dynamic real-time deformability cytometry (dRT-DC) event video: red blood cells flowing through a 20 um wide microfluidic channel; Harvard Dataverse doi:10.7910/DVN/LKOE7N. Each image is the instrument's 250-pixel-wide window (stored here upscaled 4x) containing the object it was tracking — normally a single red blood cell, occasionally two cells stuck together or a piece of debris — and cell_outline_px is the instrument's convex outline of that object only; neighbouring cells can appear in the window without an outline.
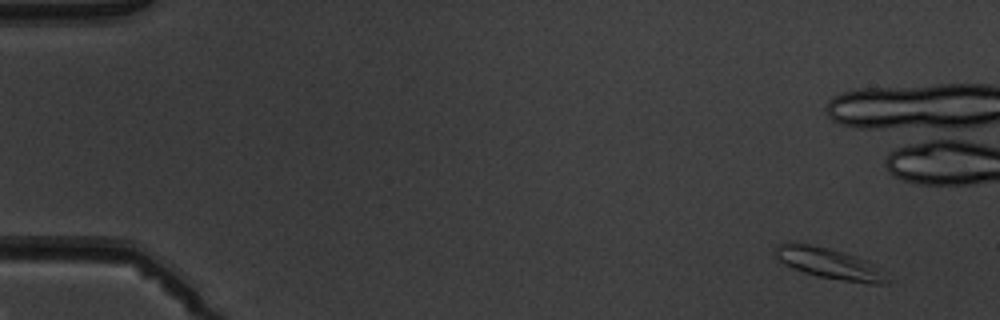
{"species": "common noctule bat (a hibernating species)", "species_latin": "Nyctalus noctula", "temperature_condition": "warm", "stored_images_in_passage": 7, "camera_frame_rate_fps": 3000, "um_per_image_px": 0.085, "animal": {"sex": "male", "body_mass_g": 19.5, "forearm_length_mm": 54.6}, "frame": {"image": 1, "passage_image": 1, "time_ms": 0.0, "image_size_px": [1000, 320], "cell_outline_px": [[888, 284], [868, 284], [840, 280], [820, 276], [804, 272], [784, 264], [776, 256], [776, 244], [808, 244], [828, 248], [844, 252], [868, 260], [888, 280]], "centroid_in_image_um": [70.51, 22.4], "position_along_channel_um": 14.5, "area_um2": 19.42}}